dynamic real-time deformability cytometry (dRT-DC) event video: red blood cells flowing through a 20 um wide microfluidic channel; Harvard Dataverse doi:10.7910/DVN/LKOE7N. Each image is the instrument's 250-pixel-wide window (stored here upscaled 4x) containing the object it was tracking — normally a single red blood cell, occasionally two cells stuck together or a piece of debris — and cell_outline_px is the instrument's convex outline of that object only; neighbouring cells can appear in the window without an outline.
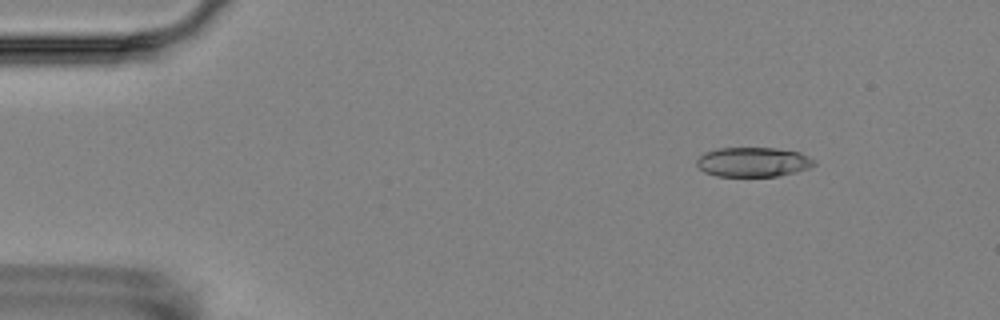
{"species": "Egyptian fruit bat (a non-hibernating species)", "species_latin": "Rousettus aegyptiacus", "temperature_condition": "room temperature", "stored_images_in_passage": 17, "camera_frame_rate_fps": 3000, "um_per_image_px": 0.085, "animal": {"sex": "female"}, "frame": {"image": 1, "passage_image": 3, "time_ms": 2.0, "image_size_px": [1000, 320], "cell_outline_px": [[816, 164], [808, 168], [796, 172], [776, 176], [716, 176], [704, 172], [696, 164], [696, 160], [704, 152], [716, 148], [776, 148], [800, 152], [816, 160]], "centroid_in_image_um": [64.01, 13.77], "position_along_channel_um": 21.0, "area_um2": 20.35}}
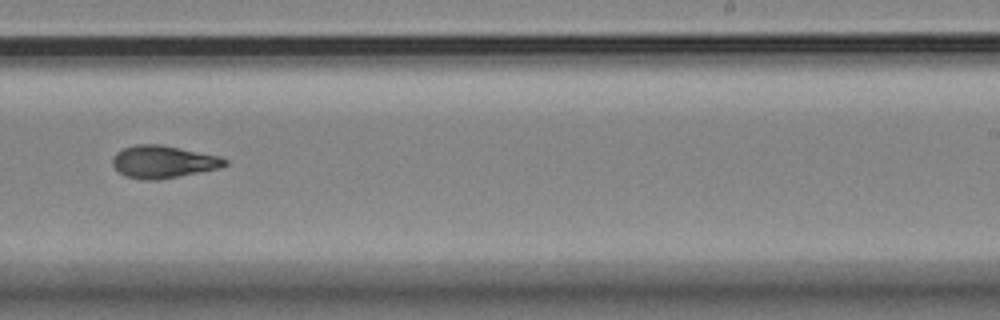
{"frame": {"image": 2, "passage_image": 11, "time_ms": 11.333, "image_size_px": [1000, 320], "cell_outline_px": [[228, 164], [220, 168], [156, 180], [144, 180], [128, 176], [120, 172], [112, 164], [112, 156], [116, 152], [124, 148], [136, 144], [160, 144], [220, 156], [228, 160]], "centroid_in_image_um": [13.88, 13.74], "position_along_channel_um": 275.1, "area_um2": 21.1}}
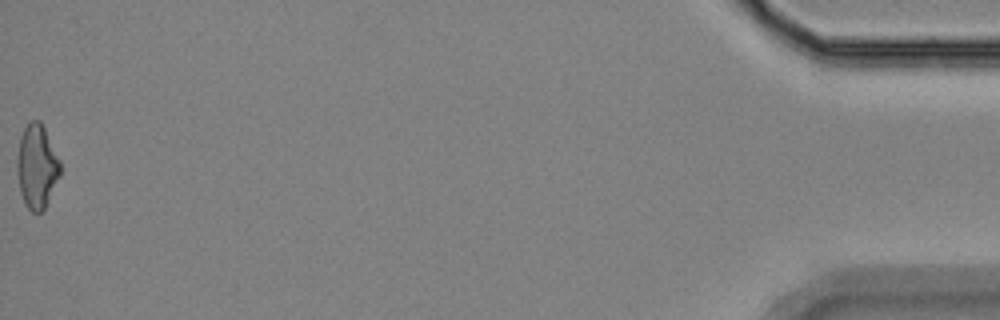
{"frame": {"image": 3, "passage_image": 17, "time_ms": 18.333, "image_size_px": [1000, 320], "cell_outline_px": [[60, 176], [44, 208], [40, 212], [32, 212], [28, 208], [20, 192], [16, 172], [16, 160], [20, 136], [24, 128], [32, 120], [40, 120], [60, 160]], "centroid_in_image_um": [3.11, 14.14], "position_along_channel_um": 432.1, "area_um2": 20.98}, "authors_computed_cell_mechanics": {"area_um2": 20.9814, "velocity_mm_per_s": 3.6039, "shape_relaxation_time_tau1_ms": 7.4009, "shape_relaxation_time_tau2_ms": 2.3183, "deformation_change_tau1": 0.1933, "deformation_change_tau2": 0.061}}